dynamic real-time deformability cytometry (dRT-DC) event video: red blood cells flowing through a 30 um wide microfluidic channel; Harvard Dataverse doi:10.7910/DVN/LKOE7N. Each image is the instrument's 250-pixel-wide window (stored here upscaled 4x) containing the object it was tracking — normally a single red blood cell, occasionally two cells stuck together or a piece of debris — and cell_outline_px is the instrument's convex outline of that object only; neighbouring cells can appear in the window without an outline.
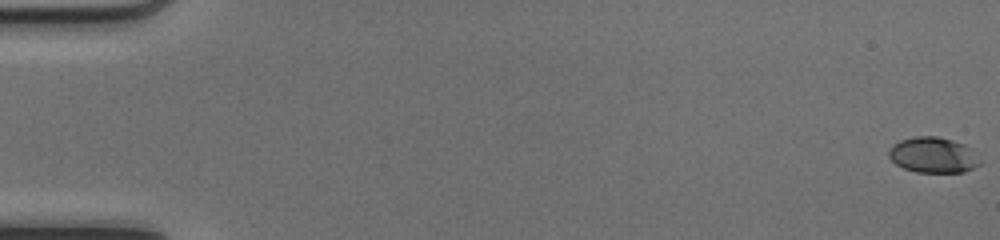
{"species": "common noctule bat (a hibernating species)", "species_latin": "Nyctalus noctula", "temperature_condition": "cold", "stored_images_in_passage": 51, "camera_frame_rate_fps": 3000, "um_per_image_px": 0.085, "animal": {"sex": "female", "body_mass_g": 17.0, "forearm_length_mm": 48.0}, "frame": {"image": 1, "passage_image": 1, "time_ms": 0.0, "image_size_px": [1000, 240], "cell_outline_px": [[980, 164], [964, 172], [916, 172], [904, 168], [896, 164], [888, 156], [888, 152], [892, 144], [900, 140], [916, 136], [936, 136], [952, 140], [964, 144], [972, 148], [980, 160]], "centroid_in_image_um": [79.31, 13.17], "position_along_channel_um": 5.7, "area_um2": 18.96}}
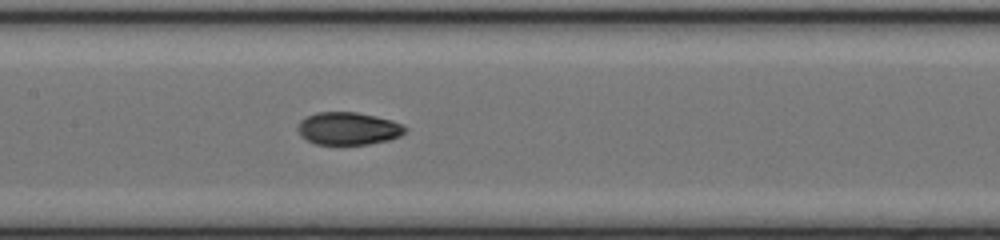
{"frame": {"image": 2, "passage_image": 26, "time_ms": 8.333, "image_size_px": [1000, 240], "cell_outline_px": [[408, 128], [400, 136], [388, 140], [368, 144], [316, 144], [300, 136], [296, 128], [300, 120], [316, 112], [356, 112], [376, 116], [392, 120]], "centroid_in_image_um": [29.58, 10.92], "position_along_channel_um": 177.8, "area_um2": 20.4}}
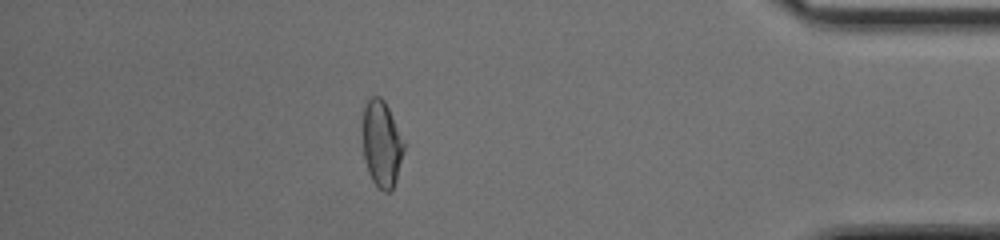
{"frame": {"image": 3, "passage_image": 45, "time_ms": 14.667, "image_size_px": [1000, 240], "cell_outline_px": [[404, 148], [396, 180], [392, 188], [388, 192], [384, 192], [372, 180], [368, 172], [364, 160], [364, 104], [368, 96], [380, 96], [384, 100], [404, 140]], "centroid_in_image_um": [32.44, 12.2], "position_along_channel_um": 402.8, "area_um2": 20.46}, "authors_computed_cell_mechanics": {"area_um2": 20.4034, "velocity_mm_per_s": 4.2114, "shape_relaxation_time_tau1_ms": 8.4473, "shape_relaxation_time_tau2_ms": 2.2787, "deformation_change_tau1": 0.2229, "deformation_change_tau2": 0.064}}